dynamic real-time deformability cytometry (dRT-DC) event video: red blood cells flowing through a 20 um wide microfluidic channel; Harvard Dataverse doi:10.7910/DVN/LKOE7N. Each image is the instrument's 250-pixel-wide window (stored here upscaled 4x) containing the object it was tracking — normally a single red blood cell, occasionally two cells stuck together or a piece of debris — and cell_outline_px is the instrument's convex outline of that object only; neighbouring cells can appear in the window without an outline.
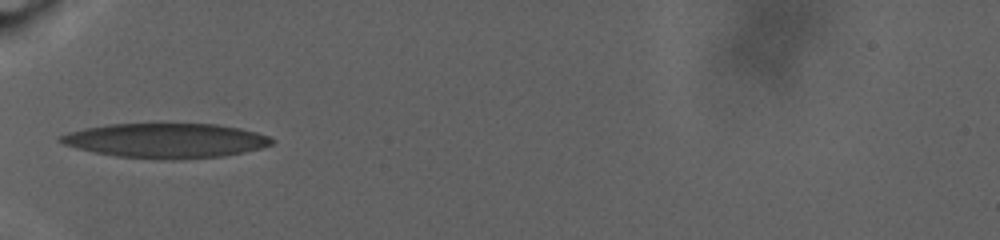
{"species": "human", "species_latin": "Homo sapiens", "temperature_condition": "warm", "stored_images_in_passage": 55, "camera_frame_rate_fps": 3000, "um_per_image_px": 0.085, "donor": {"sex": "male"}, "frame": {"image": 1, "passage_image": 1, "time_ms": 0.0, "image_size_px": [1000, 240], "cell_outline_px": [[276, 140], [272, 144], [260, 148], [244, 152], [224, 156], [168, 160], [160, 160], [116, 156], [76, 148], [64, 144], [60, 140], [60, 136], [68, 132], [84, 128], [108, 124], [216, 124], [240, 128], [256, 132], [268, 136]], "centroid_in_image_um": [14.12, 11.95], "position_along_channel_um": 70.9, "area_um2": 42.6}}
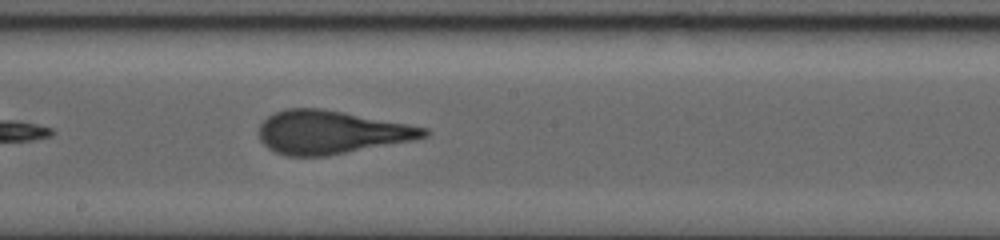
{"frame": {"image": 2, "passage_image": 20, "time_ms": 6.333, "image_size_px": [1000, 240], "cell_outline_px": [[432, 132], [428, 136], [416, 140], [328, 156], [284, 156], [268, 148], [260, 140], [260, 124], [268, 116], [276, 112], [288, 108], [320, 108], [344, 112], [408, 124], [428, 128]], "centroid_in_image_um": [28.19, 11.25], "position_along_channel_um": 220.0, "area_um2": 41.79}}
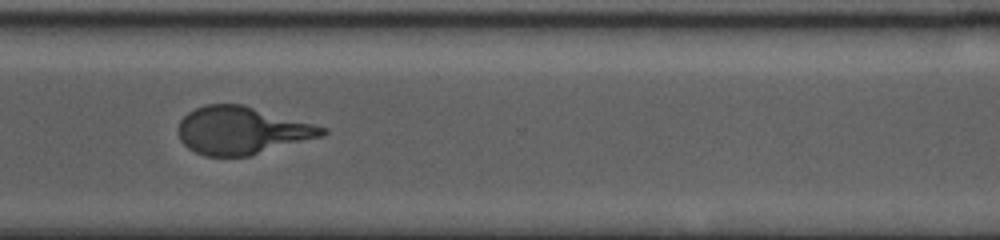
{"frame": {"image": 3, "passage_image": 36, "time_ms": 11.667, "image_size_px": [1000, 240], "cell_outline_px": [[328, 132], [324, 136], [248, 156], [204, 156], [188, 148], [180, 140], [180, 120], [188, 112], [204, 104], [240, 104], [328, 128]], "centroid_in_image_um": [20.56, 11.1], "position_along_channel_um": 350.0, "area_um2": 39.54}, "authors_computed_cell_mechanics": {"area_um2": 40.8068, "velocity_mm_per_s": 2.4418, "shape_relaxation_time_tau1_ms": 9.4648, "shape_relaxation_time_tau2_ms": 1.2956, "deformation_change_tau1": 0.2775, "deformation_change_tau2": 0.1046}}